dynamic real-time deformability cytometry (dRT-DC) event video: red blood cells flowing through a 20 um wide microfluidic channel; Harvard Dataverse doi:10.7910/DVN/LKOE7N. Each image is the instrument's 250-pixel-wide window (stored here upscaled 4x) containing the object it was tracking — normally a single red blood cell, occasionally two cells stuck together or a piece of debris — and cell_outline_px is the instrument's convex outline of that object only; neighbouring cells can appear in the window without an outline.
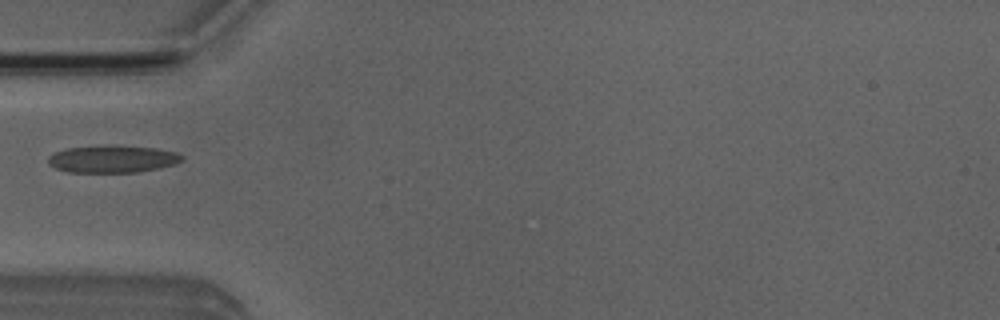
{"species": "Egyptian fruit bat (a non-hibernating species)", "species_latin": "Rousettus aegyptiacus", "temperature_condition": "room temperature", "stored_images_in_passage": 6, "camera_frame_rate_fps": 3000, "um_per_image_px": 0.085, "animal": {"sex": "male"}, "frame": {"image": 1, "passage_image": 5, "time_ms": 4.667, "image_size_px": [1000, 320], "cell_outline_px": [[184, 160], [176, 164], [160, 168], [136, 172], [68, 172], [56, 168], [48, 164], [48, 156], [64, 148], [104, 144], [112, 144], [156, 148], [176, 152], [184, 156]], "centroid_in_image_um": [9.58, 13.49], "position_along_channel_um": 75.4, "area_um2": 21.79}}